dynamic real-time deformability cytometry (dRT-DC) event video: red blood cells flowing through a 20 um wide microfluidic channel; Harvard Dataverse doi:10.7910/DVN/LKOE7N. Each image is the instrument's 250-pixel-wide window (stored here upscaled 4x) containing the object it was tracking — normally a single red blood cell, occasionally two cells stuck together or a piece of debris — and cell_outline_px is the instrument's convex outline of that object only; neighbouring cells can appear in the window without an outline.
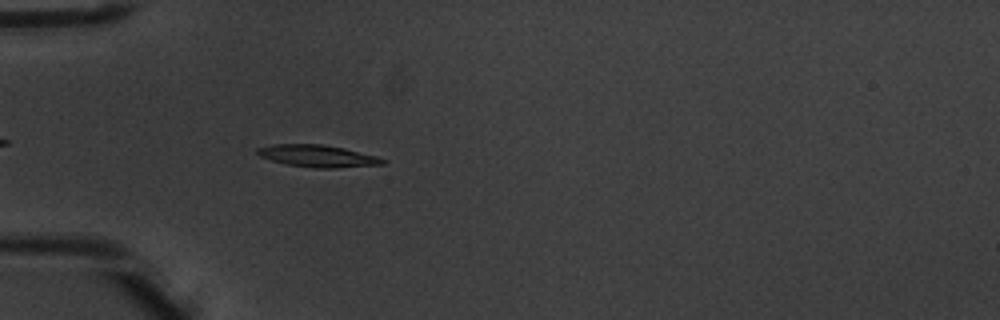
{"species": "common noctule bat (a hibernating species)", "species_latin": "Nyctalus noctula", "temperature_condition": "warm", "stored_images_in_passage": 1, "camera_frame_rate_fps": 3000, "um_per_image_px": 0.085, "animal": {"sex": "male", "body_mass_g": 20.1, "forearm_length_mm": 53.5}, "frame": {"image": 1, "passage_image": 1, "time_ms": 0.0, "image_size_px": [1000, 320], "cell_outline_px": [[388, 160], [384, 164], [336, 168], [316, 168], [284, 164], [260, 156], [256, 152], [256, 148], [276, 144], [320, 144], [344, 148], [376, 156]], "centroid_in_image_um": [27.01, 13.26], "position_along_channel_um": 58.0, "area_um2": 16.07}}